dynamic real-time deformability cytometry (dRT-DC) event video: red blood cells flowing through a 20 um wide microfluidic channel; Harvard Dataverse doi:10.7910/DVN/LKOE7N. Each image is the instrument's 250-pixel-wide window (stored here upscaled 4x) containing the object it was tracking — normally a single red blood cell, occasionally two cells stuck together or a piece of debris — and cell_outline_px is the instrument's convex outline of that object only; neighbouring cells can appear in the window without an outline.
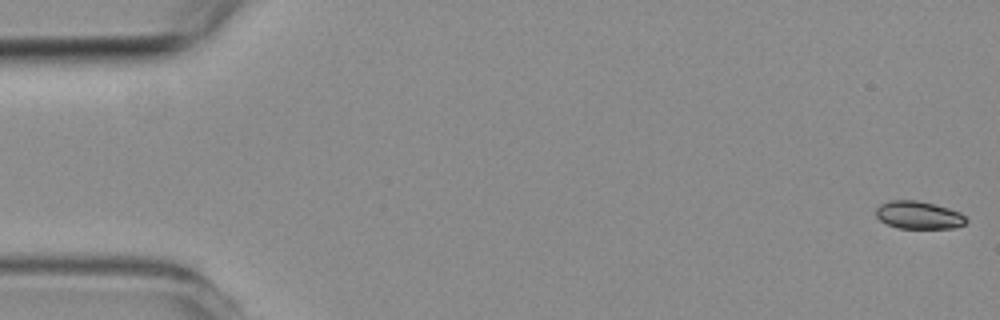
{"species": "common noctule bat (a hibernating species)", "species_latin": "Nyctalus noctula", "temperature_condition": "room temperature", "stored_images_in_passage": 2, "segment_of_instrument_passage": [2, 2], "camera_frame_rate_fps": 3000, "um_per_image_px": 0.085, "animal": {"sex": "female", "body_mass_g": 19.3, "forearm_length_mm": 54.1}, "frame": {"image": 1, "passage_image": 2, "time_ms": 1.333, "image_size_px": [1000, 320], "cell_outline_px": [[968, 220], [964, 224], [952, 228], [900, 228], [888, 224], [880, 220], [876, 216], [876, 208], [880, 204], [888, 200], [916, 200], [948, 208], [960, 212]], "centroid_in_image_um": [78.06, 18.27], "position_along_channel_um": 6.9, "area_um2": 14.45}}